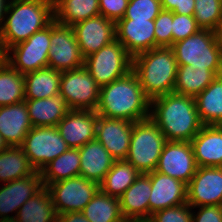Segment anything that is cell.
I'll return each instance as SVG.
<instances>
[{
    "instance_id": "9",
    "label": "cell",
    "mask_w": 222,
    "mask_h": 222,
    "mask_svg": "<svg viewBox=\"0 0 222 222\" xmlns=\"http://www.w3.org/2000/svg\"><path fill=\"white\" fill-rule=\"evenodd\" d=\"M50 24L33 33L26 41L10 47L5 60L21 74L48 67Z\"/></svg>"
},
{
    "instance_id": "19",
    "label": "cell",
    "mask_w": 222,
    "mask_h": 222,
    "mask_svg": "<svg viewBox=\"0 0 222 222\" xmlns=\"http://www.w3.org/2000/svg\"><path fill=\"white\" fill-rule=\"evenodd\" d=\"M154 20L120 19L115 23L116 40L132 56L156 48Z\"/></svg>"
},
{
    "instance_id": "39",
    "label": "cell",
    "mask_w": 222,
    "mask_h": 222,
    "mask_svg": "<svg viewBox=\"0 0 222 222\" xmlns=\"http://www.w3.org/2000/svg\"><path fill=\"white\" fill-rule=\"evenodd\" d=\"M192 207L188 203L165 208L153 213V222H192Z\"/></svg>"
},
{
    "instance_id": "37",
    "label": "cell",
    "mask_w": 222,
    "mask_h": 222,
    "mask_svg": "<svg viewBox=\"0 0 222 222\" xmlns=\"http://www.w3.org/2000/svg\"><path fill=\"white\" fill-rule=\"evenodd\" d=\"M161 10L160 0H129L122 19L155 20Z\"/></svg>"
},
{
    "instance_id": "16",
    "label": "cell",
    "mask_w": 222,
    "mask_h": 222,
    "mask_svg": "<svg viewBox=\"0 0 222 222\" xmlns=\"http://www.w3.org/2000/svg\"><path fill=\"white\" fill-rule=\"evenodd\" d=\"M133 123L98 115L96 139L116 160H125L129 151Z\"/></svg>"
},
{
    "instance_id": "35",
    "label": "cell",
    "mask_w": 222,
    "mask_h": 222,
    "mask_svg": "<svg viewBox=\"0 0 222 222\" xmlns=\"http://www.w3.org/2000/svg\"><path fill=\"white\" fill-rule=\"evenodd\" d=\"M25 100L24 74L15 70L6 60L0 65V106Z\"/></svg>"
},
{
    "instance_id": "3",
    "label": "cell",
    "mask_w": 222,
    "mask_h": 222,
    "mask_svg": "<svg viewBox=\"0 0 222 222\" xmlns=\"http://www.w3.org/2000/svg\"><path fill=\"white\" fill-rule=\"evenodd\" d=\"M54 20V0H9L0 43L4 52Z\"/></svg>"
},
{
    "instance_id": "27",
    "label": "cell",
    "mask_w": 222,
    "mask_h": 222,
    "mask_svg": "<svg viewBox=\"0 0 222 222\" xmlns=\"http://www.w3.org/2000/svg\"><path fill=\"white\" fill-rule=\"evenodd\" d=\"M25 99H45L59 94L61 71L43 68L24 74Z\"/></svg>"
},
{
    "instance_id": "42",
    "label": "cell",
    "mask_w": 222,
    "mask_h": 222,
    "mask_svg": "<svg viewBox=\"0 0 222 222\" xmlns=\"http://www.w3.org/2000/svg\"><path fill=\"white\" fill-rule=\"evenodd\" d=\"M194 208H199V211L196 214L193 210L192 222H222V205H206Z\"/></svg>"
},
{
    "instance_id": "17",
    "label": "cell",
    "mask_w": 222,
    "mask_h": 222,
    "mask_svg": "<svg viewBox=\"0 0 222 222\" xmlns=\"http://www.w3.org/2000/svg\"><path fill=\"white\" fill-rule=\"evenodd\" d=\"M98 114L93 110H69L56 128L70 148L96 139Z\"/></svg>"
},
{
    "instance_id": "43",
    "label": "cell",
    "mask_w": 222,
    "mask_h": 222,
    "mask_svg": "<svg viewBox=\"0 0 222 222\" xmlns=\"http://www.w3.org/2000/svg\"><path fill=\"white\" fill-rule=\"evenodd\" d=\"M164 10L188 16L194 15V0H160Z\"/></svg>"
},
{
    "instance_id": "14",
    "label": "cell",
    "mask_w": 222,
    "mask_h": 222,
    "mask_svg": "<svg viewBox=\"0 0 222 222\" xmlns=\"http://www.w3.org/2000/svg\"><path fill=\"white\" fill-rule=\"evenodd\" d=\"M187 203L193 207L222 205V167H198L187 184Z\"/></svg>"
},
{
    "instance_id": "20",
    "label": "cell",
    "mask_w": 222,
    "mask_h": 222,
    "mask_svg": "<svg viewBox=\"0 0 222 222\" xmlns=\"http://www.w3.org/2000/svg\"><path fill=\"white\" fill-rule=\"evenodd\" d=\"M40 171L21 179L13 180L0 188V219L14 218L22 205L43 188Z\"/></svg>"
},
{
    "instance_id": "1",
    "label": "cell",
    "mask_w": 222,
    "mask_h": 222,
    "mask_svg": "<svg viewBox=\"0 0 222 222\" xmlns=\"http://www.w3.org/2000/svg\"><path fill=\"white\" fill-rule=\"evenodd\" d=\"M150 119L167 141L190 142L203 126L195 98L175 92L151 100Z\"/></svg>"
},
{
    "instance_id": "21",
    "label": "cell",
    "mask_w": 222,
    "mask_h": 222,
    "mask_svg": "<svg viewBox=\"0 0 222 222\" xmlns=\"http://www.w3.org/2000/svg\"><path fill=\"white\" fill-rule=\"evenodd\" d=\"M32 127L25 100L0 106V134L8 146H21Z\"/></svg>"
},
{
    "instance_id": "11",
    "label": "cell",
    "mask_w": 222,
    "mask_h": 222,
    "mask_svg": "<svg viewBox=\"0 0 222 222\" xmlns=\"http://www.w3.org/2000/svg\"><path fill=\"white\" fill-rule=\"evenodd\" d=\"M20 147L36 171L70 148L56 126L32 127Z\"/></svg>"
},
{
    "instance_id": "25",
    "label": "cell",
    "mask_w": 222,
    "mask_h": 222,
    "mask_svg": "<svg viewBox=\"0 0 222 222\" xmlns=\"http://www.w3.org/2000/svg\"><path fill=\"white\" fill-rule=\"evenodd\" d=\"M25 103L33 127L57 126L70 110L61 94L45 99H25Z\"/></svg>"
},
{
    "instance_id": "5",
    "label": "cell",
    "mask_w": 222,
    "mask_h": 222,
    "mask_svg": "<svg viewBox=\"0 0 222 222\" xmlns=\"http://www.w3.org/2000/svg\"><path fill=\"white\" fill-rule=\"evenodd\" d=\"M166 137L150 119L134 122L126 161L141 174L155 171Z\"/></svg>"
},
{
    "instance_id": "26",
    "label": "cell",
    "mask_w": 222,
    "mask_h": 222,
    "mask_svg": "<svg viewBox=\"0 0 222 222\" xmlns=\"http://www.w3.org/2000/svg\"><path fill=\"white\" fill-rule=\"evenodd\" d=\"M195 101L203 125H222V75L198 94Z\"/></svg>"
},
{
    "instance_id": "50",
    "label": "cell",
    "mask_w": 222,
    "mask_h": 222,
    "mask_svg": "<svg viewBox=\"0 0 222 222\" xmlns=\"http://www.w3.org/2000/svg\"><path fill=\"white\" fill-rule=\"evenodd\" d=\"M0 222H18V220L14 217V218H3L0 219Z\"/></svg>"
},
{
    "instance_id": "30",
    "label": "cell",
    "mask_w": 222,
    "mask_h": 222,
    "mask_svg": "<svg viewBox=\"0 0 222 222\" xmlns=\"http://www.w3.org/2000/svg\"><path fill=\"white\" fill-rule=\"evenodd\" d=\"M36 172L20 146H9L0 152V182L28 177Z\"/></svg>"
},
{
    "instance_id": "29",
    "label": "cell",
    "mask_w": 222,
    "mask_h": 222,
    "mask_svg": "<svg viewBox=\"0 0 222 222\" xmlns=\"http://www.w3.org/2000/svg\"><path fill=\"white\" fill-rule=\"evenodd\" d=\"M100 15L99 0H54V20L60 24H74Z\"/></svg>"
},
{
    "instance_id": "41",
    "label": "cell",
    "mask_w": 222,
    "mask_h": 222,
    "mask_svg": "<svg viewBox=\"0 0 222 222\" xmlns=\"http://www.w3.org/2000/svg\"><path fill=\"white\" fill-rule=\"evenodd\" d=\"M129 0H99L100 15L117 22L126 13Z\"/></svg>"
},
{
    "instance_id": "34",
    "label": "cell",
    "mask_w": 222,
    "mask_h": 222,
    "mask_svg": "<svg viewBox=\"0 0 222 222\" xmlns=\"http://www.w3.org/2000/svg\"><path fill=\"white\" fill-rule=\"evenodd\" d=\"M140 174L126 160L115 161L100 184V189L110 196L119 198L135 182Z\"/></svg>"
},
{
    "instance_id": "13",
    "label": "cell",
    "mask_w": 222,
    "mask_h": 222,
    "mask_svg": "<svg viewBox=\"0 0 222 222\" xmlns=\"http://www.w3.org/2000/svg\"><path fill=\"white\" fill-rule=\"evenodd\" d=\"M197 168L191 142L167 141L155 171L188 184Z\"/></svg>"
},
{
    "instance_id": "36",
    "label": "cell",
    "mask_w": 222,
    "mask_h": 222,
    "mask_svg": "<svg viewBox=\"0 0 222 222\" xmlns=\"http://www.w3.org/2000/svg\"><path fill=\"white\" fill-rule=\"evenodd\" d=\"M194 19L201 29L214 30L222 18V0H194Z\"/></svg>"
},
{
    "instance_id": "2",
    "label": "cell",
    "mask_w": 222,
    "mask_h": 222,
    "mask_svg": "<svg viewBox=\"0 0 222 222\" xmlns=\"http://www.w3.org/2000/svg\"><path fill=\"white\" fill-rule=\"evenodd\" d=\"M151 100L132 70L122 78L100 87L98 115L138 122L150 118Z\"/></svg>"
},
{
    "instance_id": "38",
    "label": "cell",
    "mask_w": 222,
    "mask_h": 222,
    "mask_svg": "<svg viewBox=\"0 0 222 222\" xmlns=\"http://www.w3.org/2000/svg\"><path fill=\"white\" fill-rule=\"evenodd\" d=\"M173 12L162 9L154 20L156 47H171Z\"/></svg>"
},
{
    "instance_id": "8",
    "label": "cell",
    "mask_w": 222,
    "mask_h": 222,
    "mask_svg": "<svg viewBox=\"0 0 222 222\" xmlns=\"http://www.w3.org/2000/svg\"><path fill=\"white\" fill-rule=\"evenodd\" d=\"M70 110H93L99 102L100 86L85 66L62 71L59 87Z\"/></svg>"
},
{
    "instance_id": "6",
    "label": "cell",
    "mask_w": 222,
    "mask_h": 222,
    "mask_svg": "<svg viewBox=\"0 0 222 222\" xmlns=\"http://www.w3.org/2000/svg\"><path fill=\"white\" fill-rule=\"evenodd\" d=\"M171 47L178 65L209 69L216 76L222 75V56L212 30L200 29L186 39L173 43Z\"/></svg>"
},
{
    "instance_id": "4",
    "label": "cell",
    "mask_w": 222,
    "mask_h": 222,
    "mask_svg": "<svg viewBox=\"0 0 222 222\" xmlns=\"http://www.w3.org/2000/svg\"><path fill=\"white\" fill-rule=\"evenodd\" d=\"M132 70L150 100L174 91L178 63L172 47H156L139 53L133 57Z\"/></svg>"
},
{
    "instance_id": "40",
    "label": "cell",
    "mask_w": 222,
    "mask_h": 222,
    "mask_svg": "<svg viewBox=\"0 0 222 222\" xmlns=\"http://www.w3.org/2000/svg\"><path fill=\"white\" fill-rule=\"evenodd\" d=\"M201 28L193 16L173 13L172 37L173 43L186 39L197 33Z\"/></svg>"
},
{
    "instance_id": "44",
    "label": "cell",
    "mask_w": 222,
    "mask_h": 222,
    "mask_svg": "<svg viewBox=\"0 0 222 222\" xmlns=\"http://www.w3.org/2000/svg\"><path fill=\"white\" fill-rule=\"evenodd\" d=\"M56 222H90L82 212H66L57 215Z\"/></svg>"
},
{
    "instance_id": "15",
    "label": "cell",
    "mask_w": 222,
    "mask_h": 222,
    "mask_svg": "<svg viewBox=\"0 0 222 222\" xmlns=\"http://www.w3.org/2000/svg\"><path fill=\"white\" fill-rule=\"evenodd\" d=\"M72 28L84 58L116 40L115 22L102 15L80 21Z\"/></svg>"
},
{
    "instance_id": "23",
    "label": "cell",
    "mask_w": 222,
    "mask_h": 222,
    "mask_svg": "<svg viewBox=\"0 0 222 222\" xmlns=\"http://www.w3.org/2000/svg\"><path fill=\"white\" fill-rule=\"evenodd\" d=\"M79 152V175L100 185L116 160L97 139L80 147Z\"/></svg>"
},
{
    "instance_id": "18",
    "label": "cell",
    "mask_w": 222,
    "mask_h": 222,
    "mask_svg": "<svg viewBox=\"0 0 222 222\" xmlns=\"http://www.w3.org/2000/svg\"><path fill=\"white\" fill-rule=\"evenodd\" d=\"M151 181L149 197L150 216L165 208L187 203V184L157 171L147 173Z\"/></svg>"
},
{
    "instance_id": "10",
    "label": "cell",
    "mask_w": 222,
    "mask_h": 222,
    "mask_svg": "<svg viewBox=\"0 0 222 222\" xmlns=\"http://www.w3.org/2000/svg\"><path fill=\"white\" fill-rule=\"evenodd\" d=\"M57 215L81 212L99 191L100 185L84 177L76 176L48 185Z\"/></svg>"
},
{
    "instance_id": "28",
    "label": "cell",
    "mask_w": 222,
    "mask_h": 222,
    "mask_svg": "<svg viewBox=\"0 0 222 222\" xmlns=\"http://www.w3.org/2000/svg\"><path fill=\"white\" fill-rule=\"evenodd\" d=\"M79 171V148H69L60 156L45 165L40 171V174L43 186L47 187L51 183L79 176Z\"/></svg>"
},
{
    "instance_id": "31",
    "label": "cell",
    "mask_w": 222,
    "mask_h": 222,
    "mask_svg": "<svg viewBox=\"0 0 222 222\" xmlns=\"http://www.w3.org/2000/svg\"><path fill=\"white\" fill-rule=\"evenodd\" d=\"M18 222H56L57 214L46 187L27 200L15 214Z\"/></svg>"
},
{
    "instance_id": "33",
    "label": "cell",
    "mask_w": 222,
    "mask_h": 222,
    "mask_svg": "<svg viewBox=\"0 0 222 222\" xmlns=\"http://www.w3.org/2000/svg\"><path fill=\"white\" fill-rule=\"evenodd\" d=\"M81 212L90 222H125L119 198L110 196L101 189Z\"/></svg>"
},
{
    "instance_id": "45",
    "label": "cell",
    "mask_w": 222,
    "mask_h": 222,
    "mask_svg": "<svg viewBox=\"0 0 222 222\" xmlns=\"http://www.w3.org/2000/svg\"><path fill=\"white\" fill-rule=\"evenodd\" d=\"M213 32H214L216 44L222 56V18L217 24L216 28L213 30Z\"/></svg>"
},
{
    "instance_id": "32",
    "label": "cell",
    "mask_w": 222,
    "mask_h": 222,
    "mask_svg": "<svg viewBox=\"0 0 222 222\" xmlns=\"http://www.w3.org/2000/svg\"><path fill=\"white\" fill-rule=\"evenodd\" d=\"M216 77L209 69H195L190 65H178L173 92L195 98Z\"/></svg>"
},
{
    "instance_id": "46",
    "label": "cell",
    "mask_w": 222,
    "mask_h": 222,
    "mask_svg": "<svg viewBox=\"0 0 222 222\" xmlns=\"http://www.w3.org/2000/svg\"><path fill=\"white\" fill-rule=\"evenodd\" d=\"M9 0H0V32L4 25L6 10L8 6Z\"/></svg>"
},
{
    "instance_id": "12",
    "label": "cell",
    "mask_w": 222,
    "mask_h": 222,
    "mask_svg": "<svg viewBox=\"0 0 222 222\" xmlns=\"http://www.w3.org/2000/svg\"><path fill=\"white\" fill-rule=\"evenodd\" d=\"M50 49L48 67L58 71H67L84 66V57L72 26L50 23Z\"/></svg>"
},
{
    "instance_id": "7",
    "label": "cell",
    "mask_w": 222,
    "mask_h": 222,
    "mask_svg": "<svg viewBox=\"0 0 222 222\" xmlns=\"http://www.w3.org/2000/svg\"><path fill=\"white\" fill-rule=\"evenodd\" d=\"M84 66L102 87L132 71L133 57L115 40L85 57Z\"/></svg>"
},
{
    "instance_id": "48",
    "label": "cell",
    "mask_w": 222,
    "mask_h": 222,
    "mask_svg": "<svg viewBox=\"0 0 222 222\" xmlns=\"http://www.w3.org/2000/svg\"><path fill=\"white\" fill-rule=\"evenodd\" d=\"M125 222H153L150 218L129 219Z\"/></svg>"
},
{
    "instance_id": "22",
    "label": "cell",
    "mask_w": 222,
    "mask_h": 222,
    "mask_svg": "<svg viewBox=\"0 0 222 222\" xmlns=\"http://www.w3.org/2000/svg\"><path fill=\"white\" fill-rule=\"evenodd\" d=\"M190 142L198 167H222V125H203Z\"/></svg>"
},
{
    "instance_id": "47",
    "label": "cell",
    "mask_w": 222,
    "mask_h": 222,
    "mask_svg": "<svg viewBox=\"0 0 222 222\" xmlns=\"http://www.w3.org/2000/svg\"><path fill=\"white\" fill-rule=\"evenodd\" d=\"M8 147H9L8 144L5 142V140L0 134V152H2L3 150H6Z\"/></svg>"
},
{
    "instance_id": "49",
    "label": "cell",
    "mask_w": 222,
    "mask_h": 222,
    "mask_svg": "<svg viewBox=\"0 0 222 222\" xmlns=\"http://www.w3.org/2000/svg\"><path fill=\"white\" fill-rule=\"evenodd\" d=\"M4 60H5V52H4L2 45L0 43V65L3 63Z\"/></svg>"
},
{
    "instance_id": "24",
    "label": "cell",
    "mask_w": 222,
    "mask_h": 222,
    "mask_svg": "<svg viewBox=\"0 0 222 222\" xmlns=\"http://www.w3.org/2000/svg\"><path fill=\"white\" fill-rule=\"evenodd\" d=\"M151 181L147 174H140L135 182L119 197L125 220L149 218Z\"/></svg>"
}]
</instances>
